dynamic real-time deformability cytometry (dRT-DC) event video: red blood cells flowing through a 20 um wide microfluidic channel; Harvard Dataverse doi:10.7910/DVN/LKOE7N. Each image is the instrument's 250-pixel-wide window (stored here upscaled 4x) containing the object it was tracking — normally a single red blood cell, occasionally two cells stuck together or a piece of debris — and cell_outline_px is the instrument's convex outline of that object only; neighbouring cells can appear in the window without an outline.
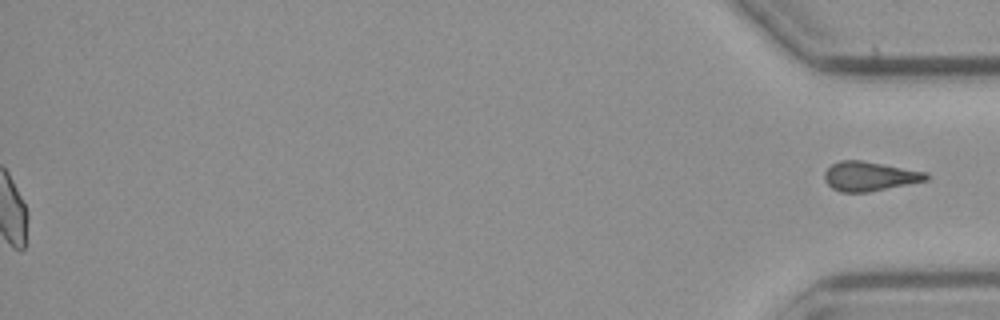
{"species": "common noctule bat (a hibernating species)", "species_latin": "Nyctalus noctula", "temperature_condition": "cold", "stored_images_in_passage": 41, "segment_of_instrument_passage": [2, 2], "camera_frame_rate_fps": 3000, "um_per_image_px": 0.085, "animal": {"sex": "male", "body_mass_g": 23.1, "forearm_length_mm": 52.7}, "frame": {"image": 1, "passage_image": 41, "time_ms": 13.333, "image_size_px": [1000, 320], "cell_outline_px": [[928, 180], [868, 192], [840, 192], [832, 188], [824, 180], [824, 172], [832, 164], [840, 160], [860, 160], [928, 172]], "centroid_in_image_um": [73.9, 14.98], "position_along_channel_um": 361.3, "area_um2": 17.34}}